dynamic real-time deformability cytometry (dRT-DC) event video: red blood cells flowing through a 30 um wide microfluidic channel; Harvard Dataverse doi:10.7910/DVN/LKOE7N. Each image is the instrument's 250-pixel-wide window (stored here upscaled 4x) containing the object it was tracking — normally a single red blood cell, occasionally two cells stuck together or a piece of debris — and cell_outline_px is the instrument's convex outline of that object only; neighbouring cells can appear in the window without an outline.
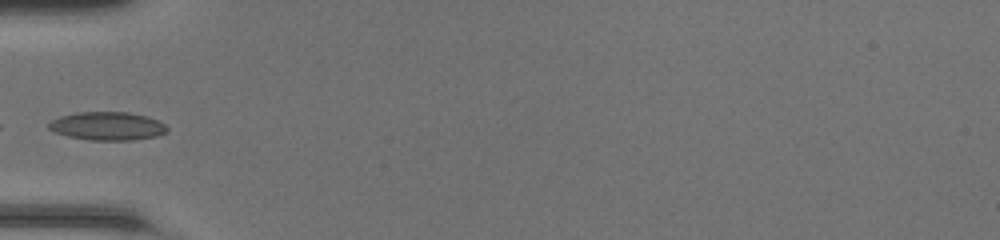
{"species": "common noctule bat (a hibernating species)", "species_latin": "Nyctalus noctula", "temperature_condition": "room temperature", "stored_images_in_passage": 25, "camera_frame_rate_fps": 3000, "um_per_image_px": 0.085, "animal": {"sex": "female", "body_mass_g": 20.0, "forearm_length_mm": 54.0}, "frame": {"image": 1, "passage_image": 1, "time_ms": 0.0, "image_size_px": [1000, 240], "cell_outline_px": [[168, 132], [156, 136], [132, 140], [92, 140], [68, 136], [56, 132], [48, 128], [48, 124], [52, 120], [60, 116], [76, 112], [128, 112], [148, 116], [164, 124], [168, 128]], "centroid_in_image_um": [9.14, 10.71], "position_along_channel_um": 75.9, "area_um2": 19.48}}
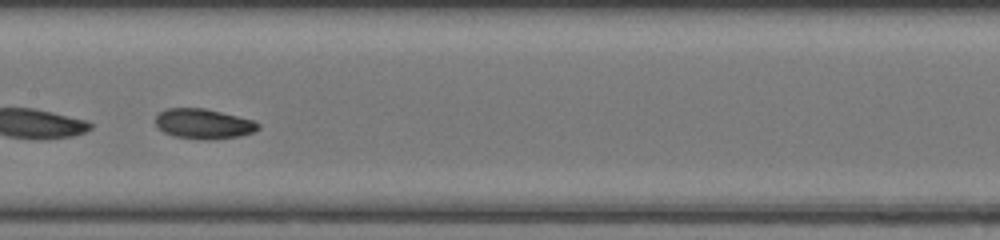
{"frame": {"image": 2, "passage_image": 9, "time_ms": 2.667, "image_size_px": [1000, 240], "cell_outline_px": [[260, 128], [252, 132], [240, 136], [204, 140], [176, 136], [164, 132], [156, 124], [156, 116], [164, 108], [204, 108], [252, 120], [260, 124]], "centroid_in_image_um": [17.29, 10.52], "position_along_channel_um": 190.1, "area_um2": 17.69}}
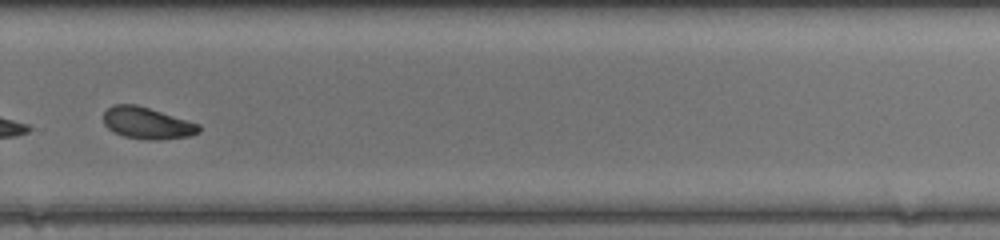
{"frame": {"image": 3, "passage_image": 18, "time_ms": 5.667, "image_size_px": [1000, 240], "cell_outline_px": [[200, 132], [188, 136], [156, 140], [144, 140], [124, 136], [112, 132], [104, 124], [104, 112], [112, 104], [136, 104], [200, 124]], "centroid_in_image_um": [12.48, 10.47], "position_along_channel_um": 317.3, "area_um2": 17.63}}